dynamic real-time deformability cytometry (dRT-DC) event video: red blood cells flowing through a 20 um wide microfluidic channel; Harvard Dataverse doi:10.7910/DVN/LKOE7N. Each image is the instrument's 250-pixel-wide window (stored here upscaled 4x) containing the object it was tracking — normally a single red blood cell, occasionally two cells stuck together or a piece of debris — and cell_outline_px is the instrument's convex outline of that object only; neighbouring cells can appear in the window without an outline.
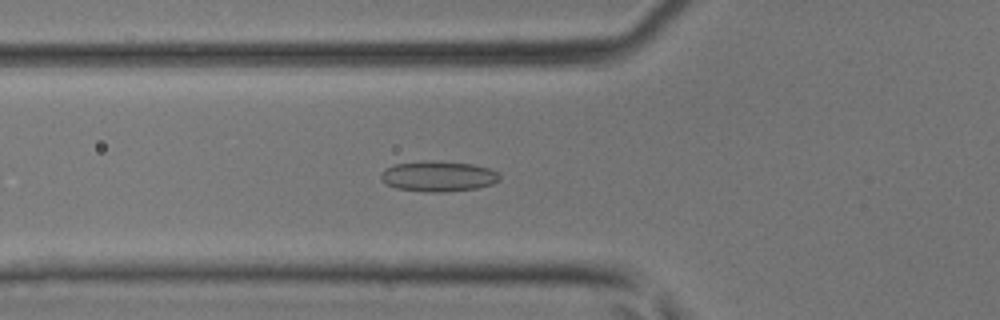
{"species": "common noctule bat (a hibernating species)", "species_latin": "Nyctalus noctula", "temperature_condition": "room temperature", "stored_images_in_passage": 47, "camera_frame_rate_fps": 3000, "um_per_image_px": 0.085, "animal": {"sex": "male", "body_mass_g": 17.9, "forearm_length_mm": 54.2}, "frame": {"image": 1, "passage_image": 17, "time_ms": 5.333, "image_size_px": [1000, 320], "cell_outline_px": [[500, 180], [492, 184], [476, 188], [444, 192], [428, 192], [396, 188], [388, 184], [380, 176], [380, 172], [384, 168], [392, 164], [420, 160], [432, 160], [472, 164], [488, 168], [500, 172]], "centroid_in_image_um": [37.24, 14.96], "position_along_channel_um": 88.6, "area_um2": 21.33}}
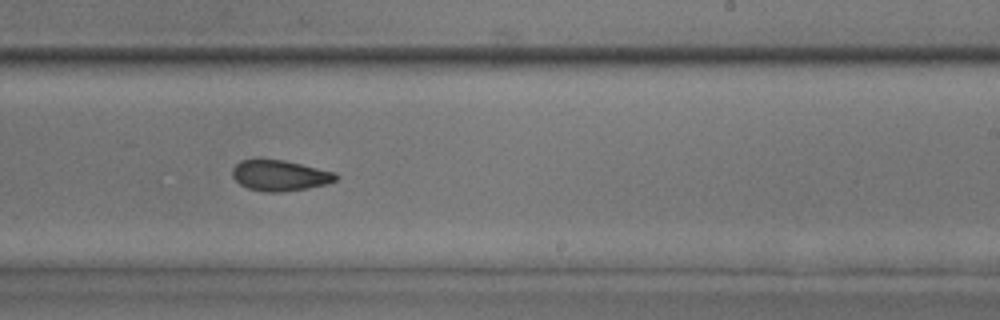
{"frame": {"image": 2, "passage_image": 29, "time_ms": 9.333, "image_size_px": [1000, 320], "cell_outline_px": [[340, 176], [336, 180], [328, 184], [308, 188], [280, 192], [264, 192], [248, 188], [240, 184], [232, 176], [232, 168], [240, 160], [256, 156], [284, 160], [336, 172]], "centroid_in_image_um": [23.76, 14.88], "position_along_channel_um": 265.2, "area_um2": 19.19}}
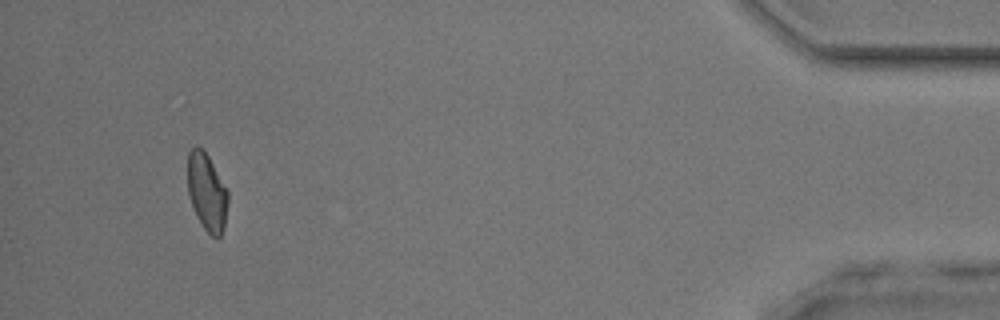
{"frame": {"image": 3, "passage_image": 44, "time_ms": 14.333, "image_size_px": [1000, 320], "cell_outline_px": [[228, 200], [224, 228], [220, 236], [216, 240], [204, 228], [196, 216], [188, 196], [188, 152], [196, 144], [208, 156], [228, 192]], "centroid_in_image_um": [17.57, 16.35], "position_along_channel_um": 417.6, "area_um2": 18.09}}